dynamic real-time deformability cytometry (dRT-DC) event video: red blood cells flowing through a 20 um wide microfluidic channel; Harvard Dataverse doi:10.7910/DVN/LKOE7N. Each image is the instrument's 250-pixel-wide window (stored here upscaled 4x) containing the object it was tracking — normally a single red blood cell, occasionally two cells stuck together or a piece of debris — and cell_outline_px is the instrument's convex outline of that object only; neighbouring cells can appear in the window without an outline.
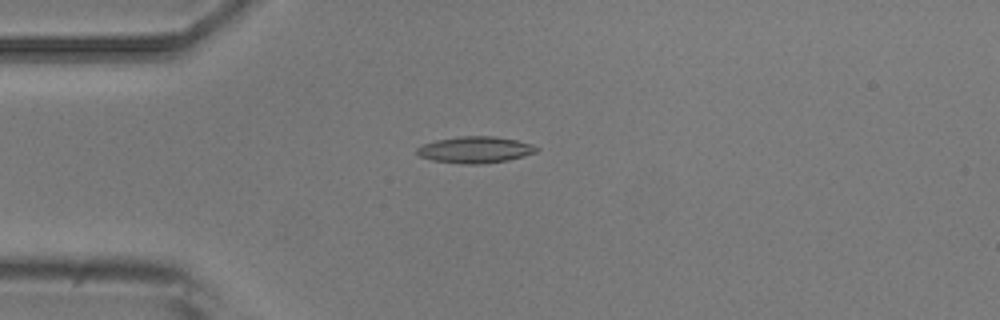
{"species": "common noctule bat (a hibernating species)", "species_latin": "Nyctalus noctula", "temperature_condition": "room temperature", "stored_images_in_passage": 5, "camera_frame_rate_fps": 3000, "um_per_image_px": 0.085, "animal": {"sex": "male", "body_mass_g": 20.5, "forearm_length_mm": 52.5}, "frame": {"image": 1, "passage_image": 2, "time_ms": 1.333, "image_size_px": [1000, 320], "cell_outline_px": [[540, 148], [536, 152], [524, 156], [508, 160], [480, 164], [464, 164], [432, 160], [420, 156], [416, 152], [416, 148], [424, 144], [436, 140], [460, 136], [496, 136], [516, 140], [532, 144]], "centroid_in_image_um": [40.41, 12.72], "position_along_channel_um": 44.6, "area_um2": 18.44}}
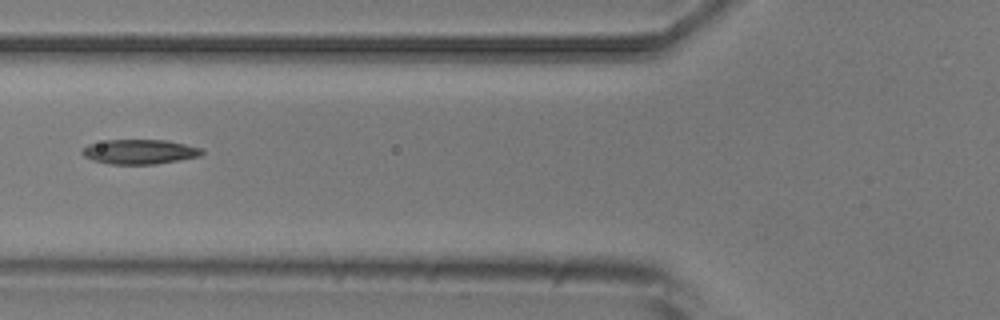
{"frame": {"image": 2, "passage_image": 4, "time_ms": 3.667, "image_size_px": [1000, 320], "cell_outline_px": [[204, 152], [200, 156], [156, 164], [108, 164], [92, 160], [84, 156], [80, 152], [88, 144], [108, 140], [168, 140], [204, 148]], "centroid_in_image_um": [11.89, 12.89], "position_along_channel_um": 113.9, "area_um2": 17.28}}
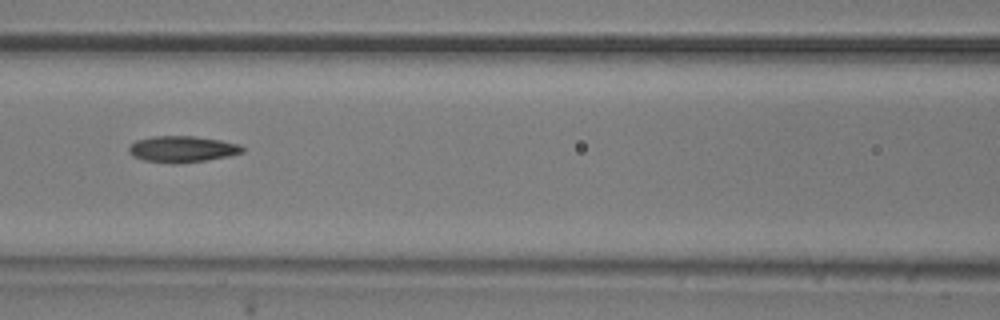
{"frame": {"image": 3, "passage_image": 5, "time_ms": 4.667, "image_size_px": [1000, 320], "cell_outline_px": [[244, 152], [228, 156], [204, 160], [144, 160], [132, 156], [128, 152], [128, 148], [136, 140], [152, 136], [192, 136], [220, 140], [240, 144], [244, 148]], "centroid_in_image_um": [15.51, 12.61], "position_along_channel_um": 151.1, "area_um2": 16.47}}